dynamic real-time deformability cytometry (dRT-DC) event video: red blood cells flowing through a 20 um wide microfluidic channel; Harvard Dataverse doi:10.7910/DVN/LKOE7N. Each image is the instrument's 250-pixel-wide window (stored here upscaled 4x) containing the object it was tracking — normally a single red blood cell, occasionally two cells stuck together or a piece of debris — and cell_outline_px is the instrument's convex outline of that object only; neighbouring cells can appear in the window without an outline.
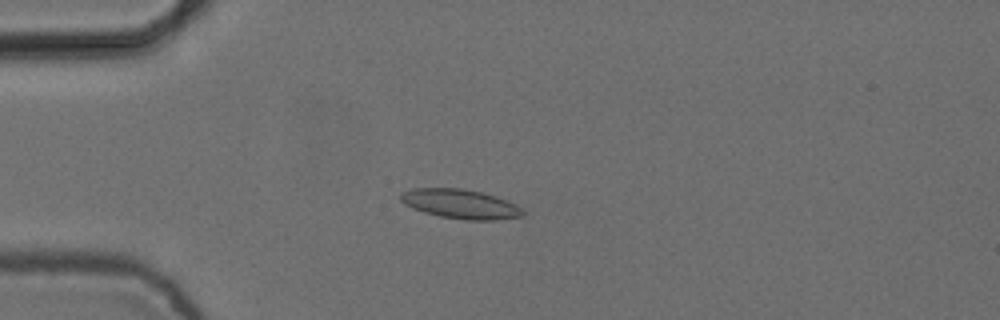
{"species": "common noctule bat (a hibernating species)", "species_latin": "Nyctalus noctula", "temperature_condition": "cold", "stored_images_in_passage": 4, "camera_frame_rate_fps": 3000, "um_per_image_px": 0.085, "animal": {"sex": "female", "body_mass_g": 24.6, "forearm_length_mm": 56.2}, "frame": {"image": 1, "passage_image": 2, "time_ms": 0.333, "image_size_px": [1000, 320], "cell_outline_px": [[524, 216], [496, 220], [468, 220], [440, 216], [424, 212], [412, 208], [404, 204], [400, 200], [400, 192], [412, 188], [460, 188], [484, 192], [496, 196], [516, 204], [524, 212]], "centroid_in_image_um": [39.12, 17.33], "position_along_channel_um": 45.9, "area_um2": 21.04}}
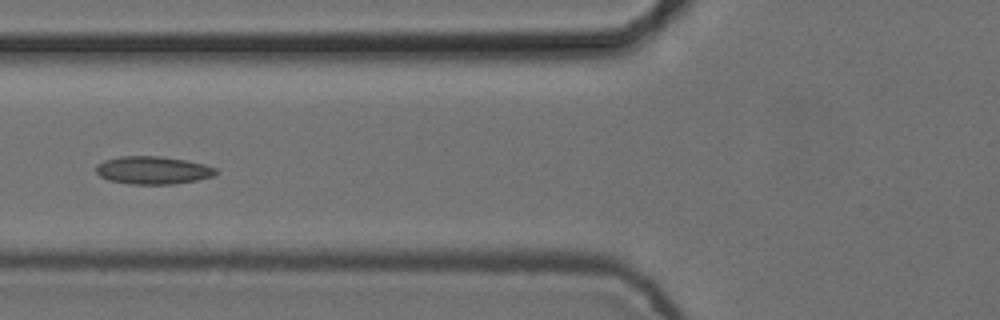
{"frame": {"image": 2, "passage_image": 4, "time_ms": 1.0, "image_size_px": [1000, 320], "cell_outline_px": [[220, 172], [212, 176], [196, 180], [172, 184], [132, 184], [108, 180], [100, 176], [96, 172], [96, 164], [104, 160], [120, 156], [160, 156], [184, 160], [204, 164], [216, 168]], "centroid_in_image_um": [12.98, 14.46], "position_along_channel_um": 112.8, "area_um2": 19.42}}